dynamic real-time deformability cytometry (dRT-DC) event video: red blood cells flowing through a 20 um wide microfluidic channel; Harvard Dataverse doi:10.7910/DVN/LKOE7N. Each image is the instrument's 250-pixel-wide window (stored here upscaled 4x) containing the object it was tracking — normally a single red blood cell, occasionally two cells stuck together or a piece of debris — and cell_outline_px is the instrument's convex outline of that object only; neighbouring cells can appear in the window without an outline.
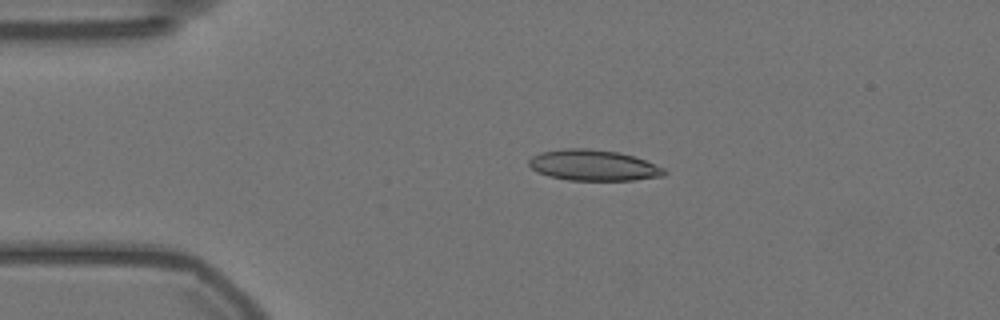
{"species": "Egyptian fruit bat (a non-hibernating species)", "species_latin": "Rousettus aegyptiacus", "temperature_condition": "warm", "stored_images_in_passage": 57, "camera_frame_rate_fps": 3000, "um_per_image_px": 0.085, "animal": {"sex": "female"}, "frame": {"image": 1, "passage_image": 12, "time_ms": 3.667, "image_size_px": [1000, 320], "cell_outline_px": [[668, 172], [664, 176], [632, 180], [568, 180], [548, 176], [536, 172], [528, 164], [528, 160], [532, 156], [540, 152], [564, 148], [588, 148], [616, 152], [632, 156], [644, 160], [664, 168]], "centroid_in_image_um": [50.4, 14.05], "position_along_channel_um": 34.6, "area_um2": 24.33}}
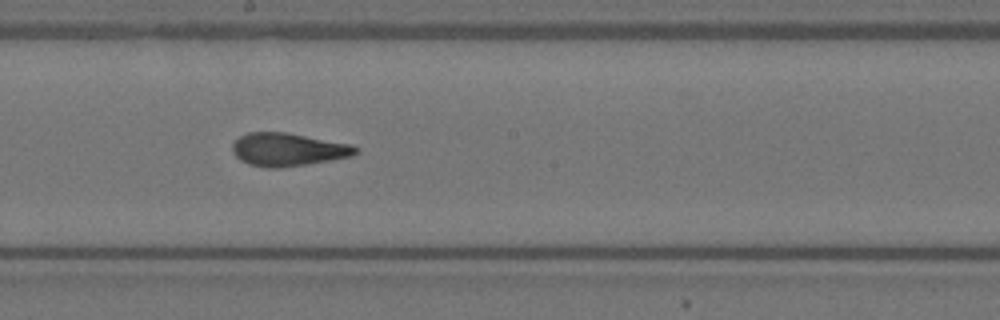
{"frame": {"image": 2, "passage_image": 31, "time_ms": 10.0, "image_size_px": [1000, 320], "cell_outline_px": [[360, 148], [352, 156], [280, 168], [268, 168], [248, 164], [240, 160], [232, 152], [232, 144], [240, 136], [248, 132], [284, 132], [352, 144]], "centroid_in_image_um": [24.45, 12.7], "position_along_channel_um": 223.7, "area_um2": 23.58}}
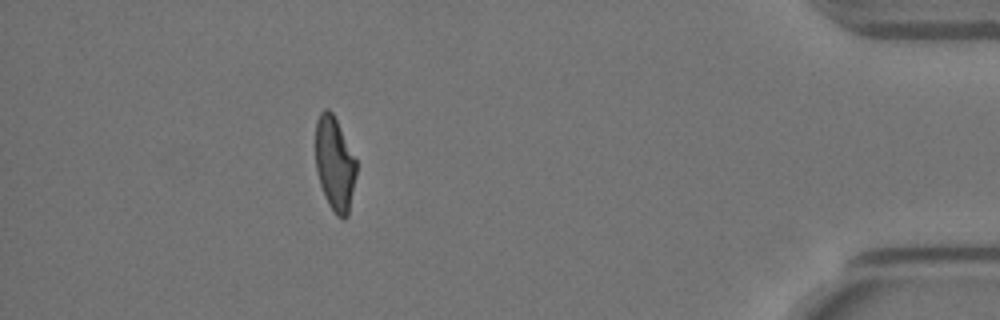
{"frame": {"image": 3, "passage_image": 51, "time_ms": 16.667, "image_size_px": [1000, 320], "cell_outline_px": [[356, 176], [348, 216], [344, 220], [336, 216], [328, 204], [324, 196], [316, 172], [316, 120], [320, 112], [324, 108], [328, 108], [332, 112], [356, 160]], "centroid_in_image_um": [28.44, 13.96], "position_along_channel_um": 406.8, "area_um2": 22.37}, "authors_computed_cell_mechanics": {"area_um2": 23.5246, "velocity_mm_per_s": 3.5477, "shape_relaxation_time_tau1_ms": null, "shape_relaxation_time_tau2_ms": 1.5505, "deformation_change_tau1": null, "deformation_change_tau2": 0.0922}}